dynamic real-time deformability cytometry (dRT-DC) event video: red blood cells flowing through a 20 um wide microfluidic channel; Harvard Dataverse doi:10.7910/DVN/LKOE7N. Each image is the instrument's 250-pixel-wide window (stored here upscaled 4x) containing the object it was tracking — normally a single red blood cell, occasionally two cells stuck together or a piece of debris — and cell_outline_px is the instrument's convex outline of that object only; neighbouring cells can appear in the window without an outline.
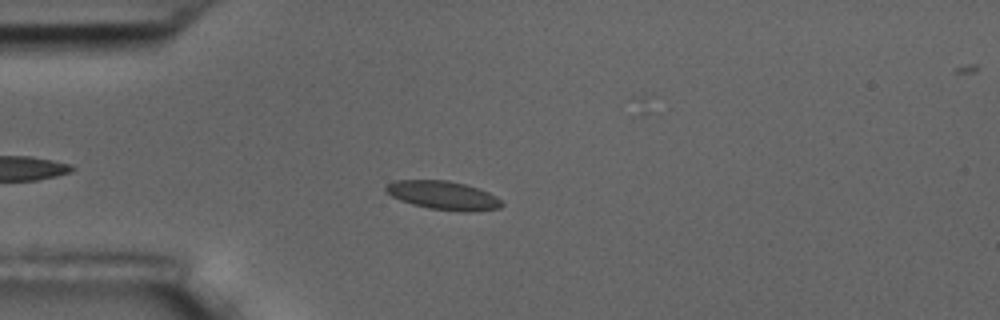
{"species": "common noctule bat (a hibernating species)", "species_latin": "Nyctalus noctula", "temperature_condition": "room temperature", "stored_images_in_passage": 47, "camera_frame_rate_fps": 3000, "um_per_image_px": 0.085, "animal": {"sex": "male", "body_mass_g": 17.5, "forearm_length_mm": 52.3}, "frame": {"image": 1, "passage_image": 9, "time_ms": 2.667, "image_size_px": [1000, 320], "cell_outline_px": [[504, 204], [500, 208], [472, 212], [460, 212], [428, 208], [412, 204], [400, 200], [392, 196], [384, 188], [388, 184], [396, 180], [448, 180], [464, 184], [488, 192], [496, 196]], "centroid_in_image_um": [37.69, 16.62], "position_along_channel_um": 47.3, "area_um2": 19.31}}
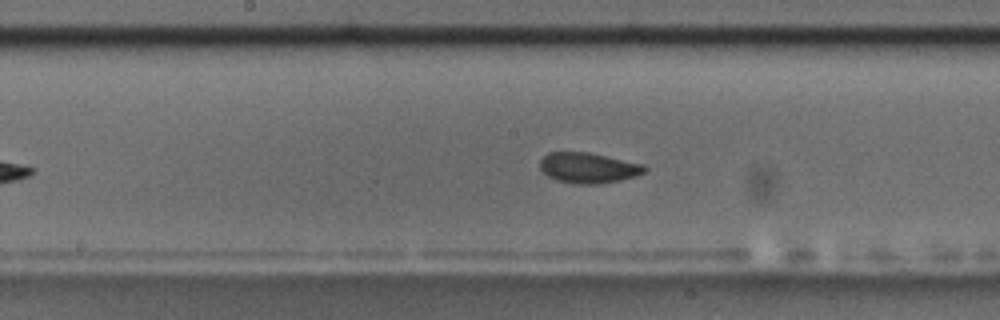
{"frame": {"image": 2, "passage_image": 23, "time_ms": 7.333, "image_size_px": [1000, 320], "cell_outline_px": [[648, 168], [644, 172], [636, 176], [620, 180], [596, 184], [572, 184], [556, 180], [548, 176], [540, 168], [540, 160], [548, 152], [588, 152], [644, 164]], "centroid_in_image_um": [50.0, 14.27], "position_along_channel_um": 198.2, "area_um2": 18.61}}
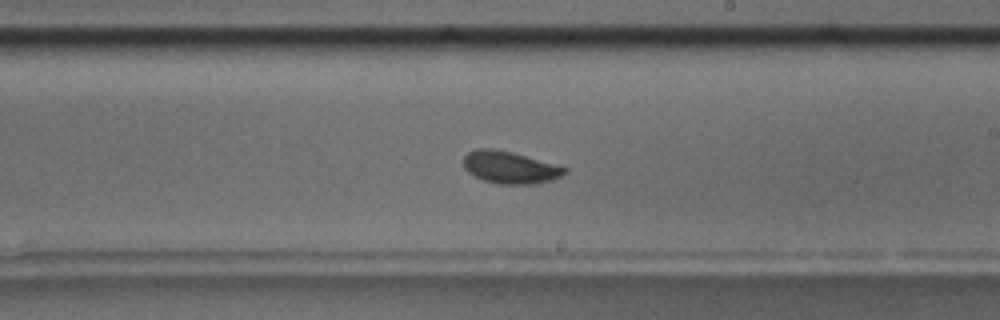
{"frame": {"image": 3, "passage_image": 27, "time_ms": 8.667, "image_size_px": [1000, 320], "cell_outline_px": [[568, 172], [552, 180], [532, 184], [496, 184], [484, 180], [468, 172], [464, 168], [464, 156], [468, 152], [476, 148], [492, 148], [512, 152], [568, 168]], "centroid_in_image_um": [43.33, 14.23], "position_along_channel_um": 245.7, "area_um2": 18.9}, "authors_computed_cell_mechanics": {"area_um2": 18.7272, "velocity_mm_per_s": 3.5708, "shape_relaxation_time_tau1_ms": 4.7289, "shape_relaxation_time_tau2_ms": 1.0013, "deformation_change_tau1": 0.149, "deformation_change_tau2": 0.0596}}